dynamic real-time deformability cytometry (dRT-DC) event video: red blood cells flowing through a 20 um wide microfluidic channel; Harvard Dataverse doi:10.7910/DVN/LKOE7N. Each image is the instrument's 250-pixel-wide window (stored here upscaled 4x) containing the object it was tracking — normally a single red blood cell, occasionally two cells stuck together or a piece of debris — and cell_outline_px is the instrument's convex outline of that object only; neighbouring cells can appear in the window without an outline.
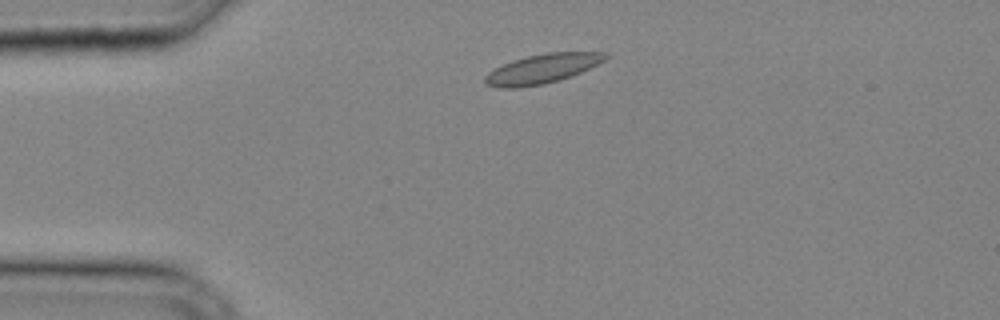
{"species": "common noctule bat (a hibernating species)", "species_latin": "Nyctalus noctula", "temperature_condition": "cold", "stored_images_in_passage": 27, "camera_frame_rate_fps": 3000, "um_per_image_px": 0.085, "animal": {"sex": "male", "body_mass_g": 20.4}, "frame": {"image": 1, "passage_image": 4, "time_ms": 1.0, "image_size_px": [1000, 320], "cell_outline_px": [[608, 56], [604, 60], [580, 72], [544, 84], [520, 88], [500, 88], [484, 84], [484, 76], [488, 72], [512, 60], [528, 56], [548, 52], [608, 52]], "centroid_in_image_um": [46.03, 5.85], "position_along_channel_um": 39.0, "area_um2": 20.35}}
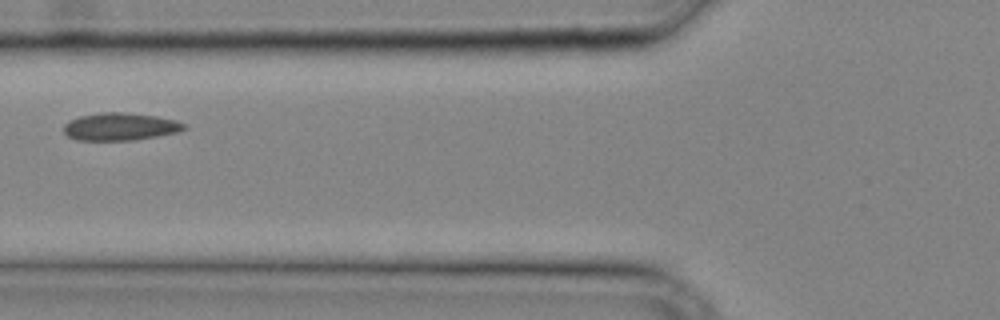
{"frame": {"image": 2, "passage_image": 10, "time_ms": 3.0, "image_size_px": [1000, 320], "cell_outline_px": [[188, 128], [176, 132], [136, 140], [76, 140], [68, 136], [64, 132], [64, 124], [68, 120], [80, 116], [100, 112], [120, 112], [156, 116], [176, 120], [184, 124]], "centroid_in_image_um": [10.19, 10.76], "position_along_channel_um": 115.6, "area_um2": 19.31}}
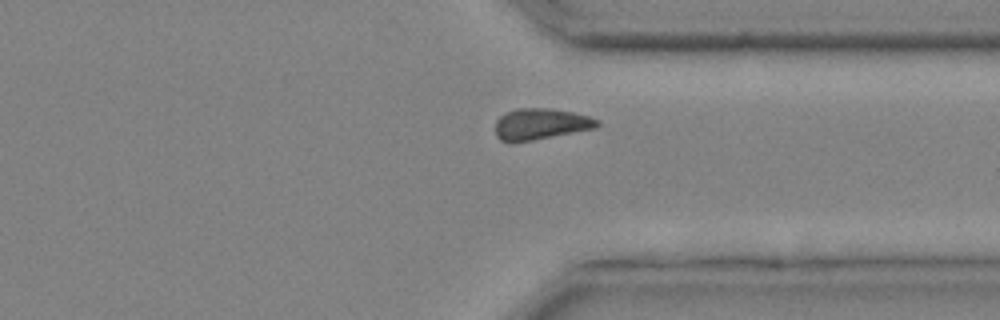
{"frame": {"image": 3, "passage_image": 24, "time_ms": 7.667, "image_size_px": [1000, 320], "cell_outline_px": [[600, 124], [596, 128], [512, 144], [500, 140], [496, 136], [496, 120], [504, 112], [516, 108], [548, 108], [572, 112], [588, 116], [600, 120]], "centroid_in_image_um": [45.92, 10.55], "position_along_channel_um": 365.5, "area_um2": 18.79}}